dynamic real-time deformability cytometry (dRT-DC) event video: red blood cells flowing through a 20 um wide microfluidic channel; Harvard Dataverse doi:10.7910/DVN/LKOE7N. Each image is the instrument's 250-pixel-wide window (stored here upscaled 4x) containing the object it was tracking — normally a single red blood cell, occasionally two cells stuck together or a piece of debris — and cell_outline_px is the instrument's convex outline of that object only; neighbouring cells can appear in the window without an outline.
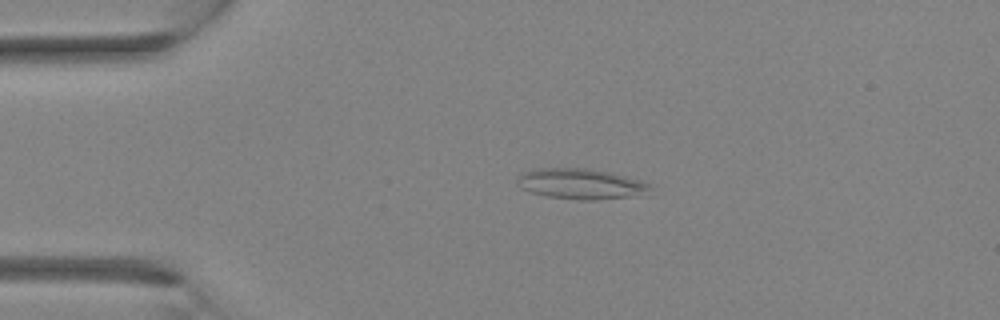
{"species": "Egyptian fruit bat (a non-hibernating species)", "species_latin": "Rousettus aegyptiacus", "temperature_condition": "room temperature", "stored_images_in_passage": 4, "camera_frame_rate_fps": 3000, "um_per_image_px": 0.085, "animal": {"sex": "female"}, "frame": {"image": 1, "passage_image": 3, "time_ms": 0.667, "image_size_px": [1000, 320], "cell_outline_px": [[652, 188], [628, 196], [596, 200], [576, 200], [544, 196], [520, 188], [516, 184], [516, 176], [524, 172], [536, 168], [588, 168], [608, 172], [640, 180], [652, 184]], "centroid_in_image_um": [49.25, 15.62], "position_along_channel_um": 35.8, "area_um2": 23.47}}